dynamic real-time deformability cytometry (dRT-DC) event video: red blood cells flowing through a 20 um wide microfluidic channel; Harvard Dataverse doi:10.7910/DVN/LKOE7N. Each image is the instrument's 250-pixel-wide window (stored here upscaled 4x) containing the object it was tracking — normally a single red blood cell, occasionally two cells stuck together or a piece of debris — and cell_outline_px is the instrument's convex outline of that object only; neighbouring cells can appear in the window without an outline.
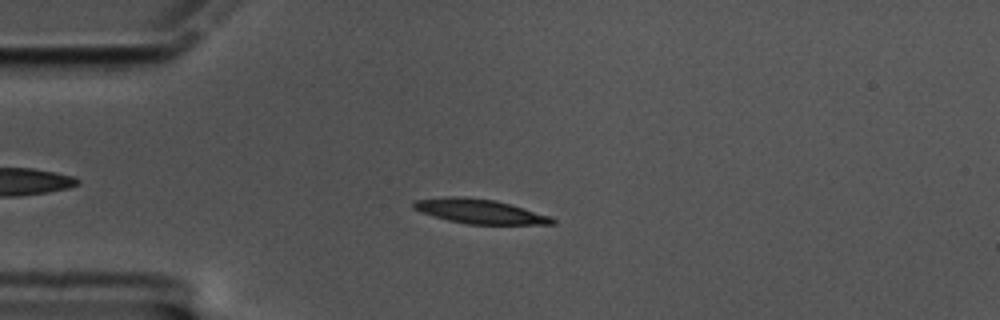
{"species": "common noctule bat (a hibernating species)", "species_latin": "Nyctalus noctula", "temperature_condition": "cold", "stored_images_in_passage": 59, "camera_frame_rate_fps": 3000, "um_per_image_px": 0.085, "animal": {"sex": "male", "body_mass_g": 17.5, "forearm_length_mm": 52.3}, "frame": {"image": 1, "passage_image": 14, "time_ms": 4.333, "image_size_px": [1000, 320], "cell_outline_px": [[556, 224], [468, 224], [448, 220], [420, 212], [412, 208], [412, 200], [444, 196], [456, 196], [492, 200], [508, 204], [552, 216], [556, 220]], "centroid_in_image_um": [40.72, 17.96], "position_along_channel_um": 44.3, "area_um2": 19.65}}
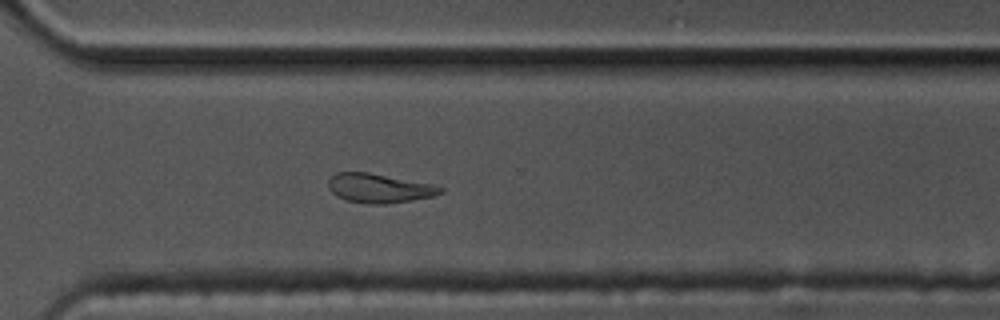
{"frame": {"image": 2, "passage_image": 42, "time_ms": 13.667, "image_size_px": [1000, 320], "cell_outline_px": [[444, 192], [432, 196], [384, 204], [368, 204], [344, 200], [336, 196], [328, 188], [328, 180], [336, 172], [368, 172], [432, 184], [444, 188]], "centroid_in_image_um": [32.18, 15.99], "position_along_channel_um": 338.4, "area_um2": 18.96}}
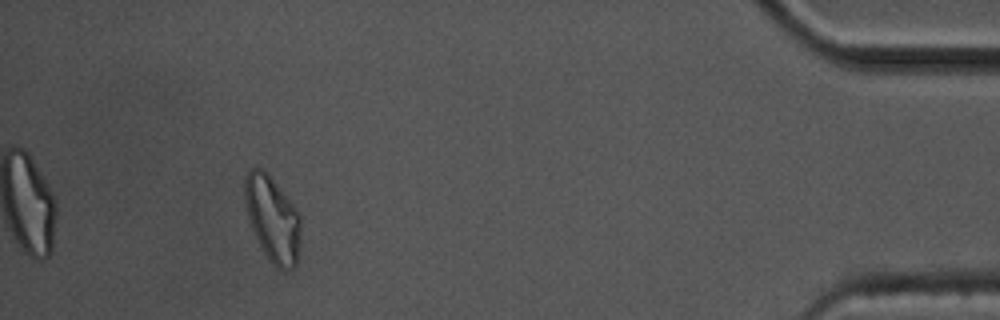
{"frame": {"image": 3, "passage_image": 54, "time_ms": 17.667, "image_size_px": [1000, 320], "cell_outline_px": [[300, 244], [296, 264], [292, 268], [276, 268], [272, 264], [256, 240], [248, 220], [244, 204], [244, 180], [248, 172], [252, 168], [264, 168], [268, 172], [296, 208], [300, 216]], "centroid_in_image_um": [23.14, 18.57], "position_along_channel_um": 412.1, "area_um2": 28.21}, "authors_computed_cell_mechanics": {"area_um2": 19.4786, "velocity_mm_per_s": 3.3678, "shape_relaxation_time_tau1_ms": 4.3777, "shape_relaxation_time_tau2_ms": null, "deformation_change_tau1": 0.1854, "deformation_change_tau2": null}}